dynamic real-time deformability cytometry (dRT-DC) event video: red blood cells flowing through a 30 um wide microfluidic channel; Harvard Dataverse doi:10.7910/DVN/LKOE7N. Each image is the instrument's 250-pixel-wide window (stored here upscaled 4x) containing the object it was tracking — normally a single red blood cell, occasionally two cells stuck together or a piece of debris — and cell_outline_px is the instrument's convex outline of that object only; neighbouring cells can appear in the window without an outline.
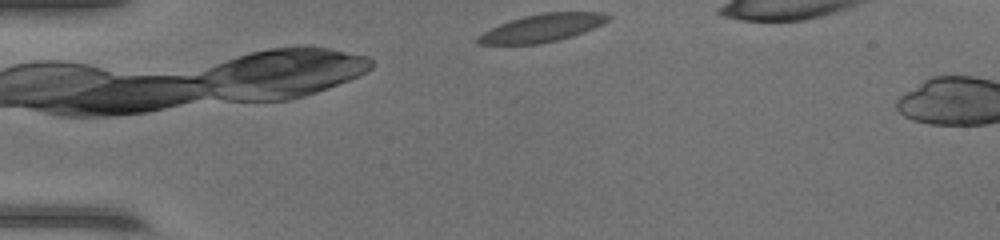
{"species": "common noctule bat (a hibernating species)", "species_latin": "Nyctalus noctula", "temperature_condition": "warm", "stored_images_in_passage": 4, "camera_frame_rate_fps": 3000, "um_per_image_px": 0.085, "animal": {"sex": "female", "body_mass_g": 17.0, "forearm_length_mm": 48.0}, "frame": {"image": 1, "passage_image": 1, "time_ms": 0.0, "image_size_px": [1000, 240], "cell_outline_px": [[612, 16], [608, 20], [584, 32], [572, 36], [540, 44], [476, 44], [472, 40], [476, 36], [500, 24], [524, 16], [544, 12], [604, 12]], "centroid_in_image_um": [46.05, 2.38], "position_along_channel_um": 39.0, "area_um2": 20.98}}